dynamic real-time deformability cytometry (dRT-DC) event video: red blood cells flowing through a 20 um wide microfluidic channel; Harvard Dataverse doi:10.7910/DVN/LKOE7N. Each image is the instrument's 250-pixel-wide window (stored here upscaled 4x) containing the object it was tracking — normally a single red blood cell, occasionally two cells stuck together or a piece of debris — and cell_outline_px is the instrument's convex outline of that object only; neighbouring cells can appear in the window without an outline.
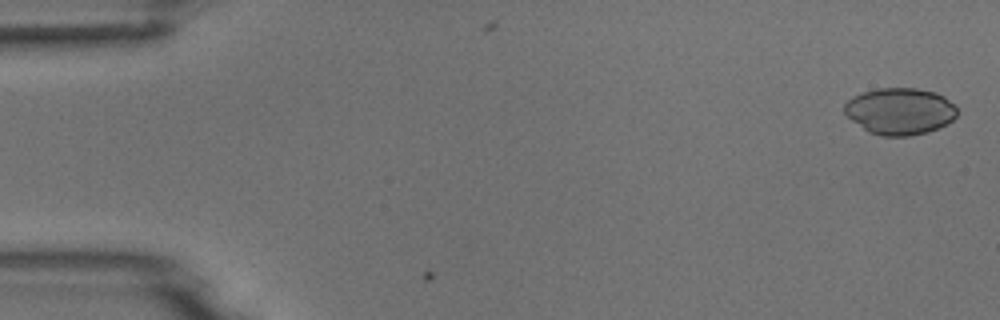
{"species": "common noctule bat (a hibernating species)", "species_latin": "Nyctalus noctula", "temperature_condition": "room temperature", "stored_images_in_passage": 2, "camera_frame_rate_fps": 3000, "um_per_image_px": 0.085, "animal": {"sex": "male", "body_mass_g": 18.8}, "frame": {"image": 1, "passage_image": 1, "time_ms": 0.0, "image_size_px": [1000, 320], "cell_outline_px": [[956, 116], [948, 124], [940, 128], [928, 132], [908, 136], [880, 136], [868, 132], [852, 120], [844, 112], [844, 104], [852, 96], [876, 88], [916, 88], [936, 92], [944, 96], [956, 104]], "centroid_in_image_um": [76.51, 9.45], "position_along_channel_um": 8.5, "area_um2": 30.98}}